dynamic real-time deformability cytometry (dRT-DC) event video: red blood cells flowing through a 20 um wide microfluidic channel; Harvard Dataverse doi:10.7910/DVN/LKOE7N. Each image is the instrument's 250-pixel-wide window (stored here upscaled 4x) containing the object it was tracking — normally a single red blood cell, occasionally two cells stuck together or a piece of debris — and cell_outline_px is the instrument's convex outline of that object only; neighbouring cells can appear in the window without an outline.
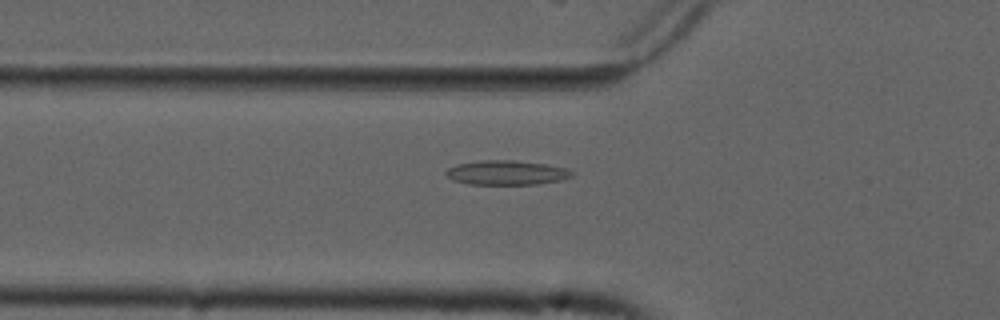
{"species": "common noctule bat (a hibernating species)", "species_latin": "Nyctalus noctula", "temperature_condition": "cold", "stored_images_in_passage": 55, "camera_frame_rate_fps": 3000, "um_per_image_px": 0.085, "animal": {"sex": "male", "forearm_length_mm": 52.5}, "frame": {"image": 1, "passage_image": 19, "time_ms": 6.0, "image_size_px": [1000, 320], "cell_outline_px": [[572, 176], [564, 180], [536, 184], [468, 184], [452, 180], [444, 172], [448, 168], [456, 164], [480, 160], [516, 160], [544, 164], [568, 168], [572, 172]], "centroid_in_image_um": [43.05, 14.67], "position_along_channel_um": 82.7, "area_um2": 18.03}}
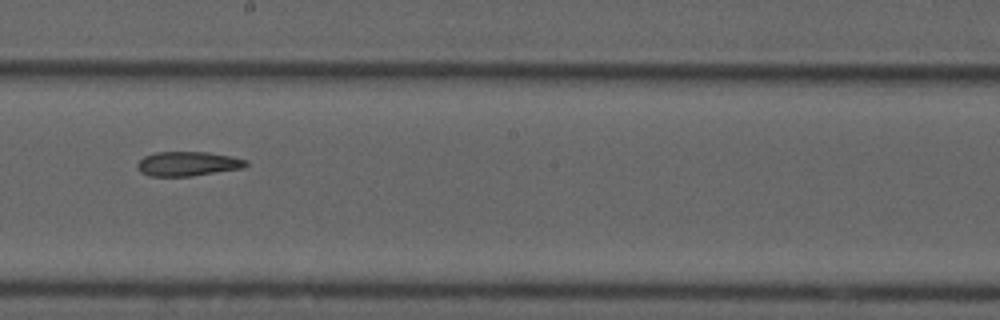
{"frame": {"image": 2, "passage_image": 31, "time_ms": 10.0, "image_size_px": [1000, 320], "cell_outline_px": [[248, 164], [244, 168], [192, 176], [148, 176], [140, 172], [136, 168], [136, 164], [144, 156], [156, 152], [208, 152], [232, 156], [248, 160]], "centroid_in_image_um": [15.96, 13.92], "position_along_channel_um": 232.2, "area_um2": 15.66}}
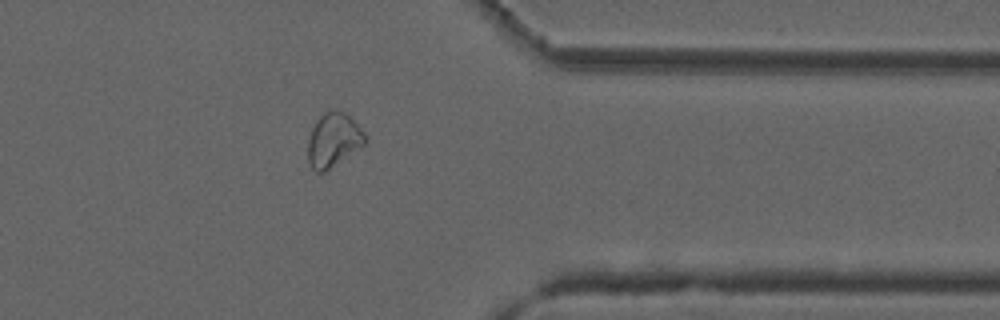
{"frame": {"image": 3, "passage_image": 44, "time_ms": 14.333, "image_size_px": [1000, 320], "cell_outline_px": [[368, 140], [364, 144], [324, 172], [316, 172], [312, 168], [308, 160], [308, 140], [312, 128], [316, 120], [324, 112], [344, 112], [368, 136]], "centroid_in_image_um": [28.33, 11.91], "position_along_channel_um": 383.1, "area_um2": 17.51}}